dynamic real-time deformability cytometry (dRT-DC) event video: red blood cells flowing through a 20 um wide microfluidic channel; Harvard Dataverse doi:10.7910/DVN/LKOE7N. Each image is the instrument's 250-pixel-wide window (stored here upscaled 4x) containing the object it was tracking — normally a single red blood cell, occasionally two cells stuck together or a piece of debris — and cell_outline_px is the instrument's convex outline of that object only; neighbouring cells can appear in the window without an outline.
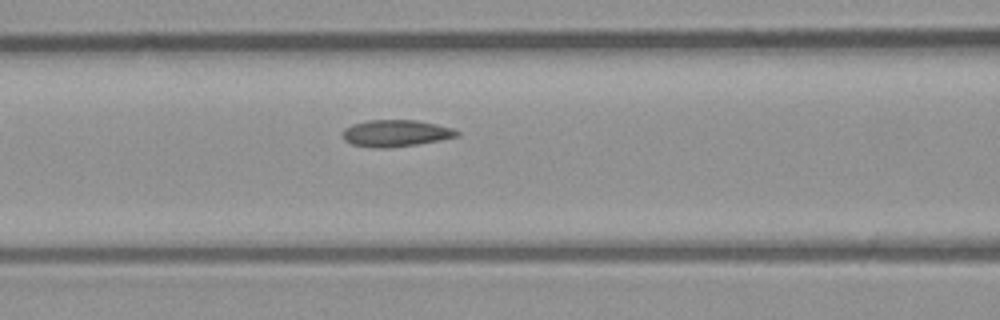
{"species": "common noctule bat (a hibernating species)", "species_latin": "Nyctalus noctula", "temperature_condition": "room temperature", "stored_images_in_passage": 6, "camera_frame_rate_fps": 3000, "um_per_image_px": 0.085, "animal": {"sex": "male", "body_mass_g": 23.1, "forearm_length_mm": 52.7}, "frame": {"image": 1, "passage_image": 6, "time_ms": 1.667, "image_size_px": [1000, 320], "cell_outline_px": [[460, 136], [420, 144], [388, 148], [372, 148], [352, 144], [344, 140], [344, 128], [352, 124], [368, 120], [416, 120], [436, 124], [452, 128], [460, 132]], "centroid_in_image_um": [33.66, 11.33], "position_along_channel_um": 132.9, "area_um2": 17.92}}